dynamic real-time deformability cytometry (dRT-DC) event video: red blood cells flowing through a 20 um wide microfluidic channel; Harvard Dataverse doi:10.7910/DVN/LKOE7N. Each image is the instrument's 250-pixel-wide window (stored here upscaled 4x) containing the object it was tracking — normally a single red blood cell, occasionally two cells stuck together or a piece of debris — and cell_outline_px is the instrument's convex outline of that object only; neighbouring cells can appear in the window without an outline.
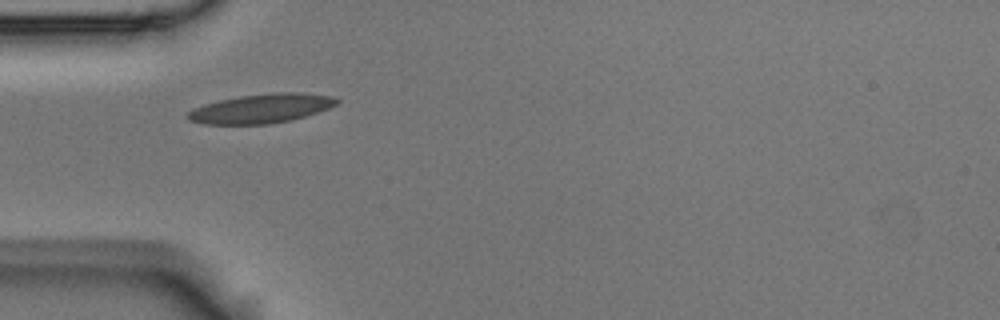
{"species": "Egyptian fruit bat (a non-hibernating species)", "species_latin": "Rousettus aegyptiacus", "temperature_condition": "room temperature", "stored_images_in_passage": 3, "camera_frame_rate_fps": 3000, "um_per_image_px": 0.085, "animal": {"sex": "male"}, "frame": {"image": 1, "passage_image": 1, "time_ms": 0.0, "image_size_px": [1000, 320], "cell_outline_px": [[340, 100], [336, 104], [328, 108], [304, 116], [288, 120], [268, 124], [204, 124], [188, 120], [184, 116], [192, 108], [204, 104], [220, 100], [240, 96], [272, 92], [300, 92], [332, 96]], "centroid_in_image_um": [22.15, 9.21], "position_along_channel_um": 62.8, "area_um2": 25.26}}
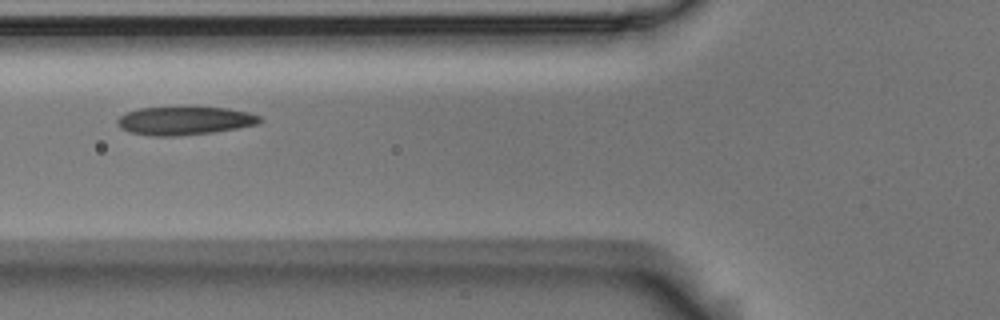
{"frame": {"image": 2, "passage_image": 2, "time_ms": 0.333, "image_size_px": [1000, 320], "cell_outline_px": [[260, 120], [256, 124], [236, 128], [212, 132], [176, 136], [152, 136], [132, 132], [120, 128], [116, 124], [116, 120], [124, 112], [140, 108], [228, 108], [248, 112], [260, 116]], "centroid_in_image_um": [15.63, 10.26], "position_along_channel_um": 110.2, "area_um2": 23.12}}
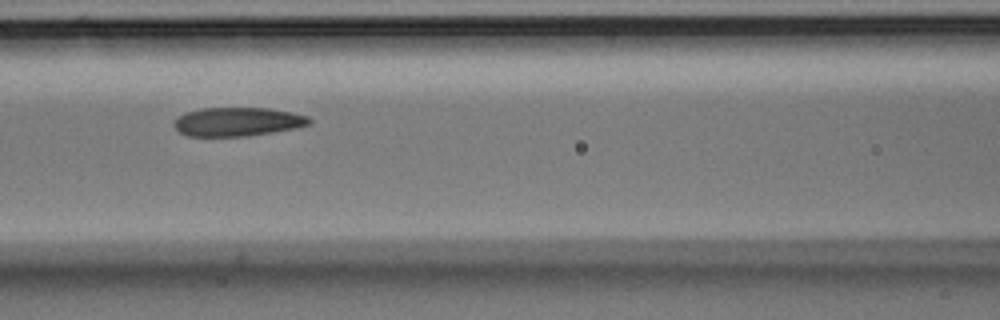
{"frame": {"image": 3, "passage_image": 3, "time_ms": 0.667, "image_size_px": [1000, 320], "cell_outline_px": [[312, 124], [296, 128], [248, 136], [188, 136], [180, 132], [172, 124], [176, 116], [184, 112], [200, 108], [268, 108], [292, 112], [308, 116], [312, 120]], "centroid_in_image_um": [20.18, 10.34], "position_along_channel_um": 146.4, "area_um2": 22.95}}